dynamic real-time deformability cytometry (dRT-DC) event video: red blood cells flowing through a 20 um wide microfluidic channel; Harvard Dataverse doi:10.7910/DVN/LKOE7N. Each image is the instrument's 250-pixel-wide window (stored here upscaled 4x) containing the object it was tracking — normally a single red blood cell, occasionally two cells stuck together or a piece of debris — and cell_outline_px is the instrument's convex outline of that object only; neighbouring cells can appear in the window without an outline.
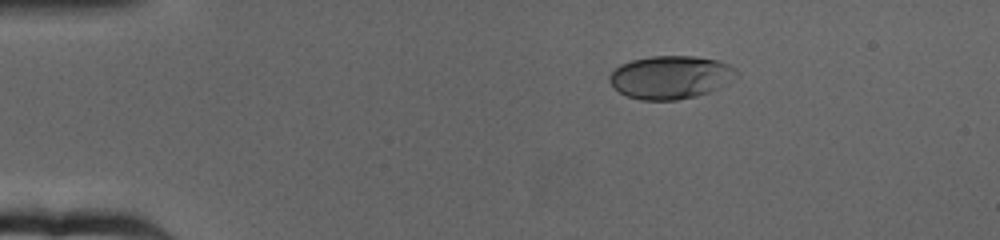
{"species": "human", "species_latin": "Homo sapiens", "temperature_condition": "cold", "stored_images_in_passage": 54, "camera_frame_rate_fps": 3000, "um_per_image_px": 0.085, "donor": {"sex": "female"}, "frame": {"image": 1, "passage_image": 1, "time_ms": 0.0, "image_size_px": [1000, 240], "cell_outline_px": [[740, 76], [708, 92], [696, 96], [676, 100], [640, 100], [628, 96], [620, 92], [608, 80], [608, 76], [620, 64], [632, 60], [652, 56], [696, 56], [716, 60], [728, 64], [736, 68], [740, 72]], "centroid_in_image_um": [57.02, 6.56], "position_along_channel_um": 28.0, "area_um2": 31.91}}
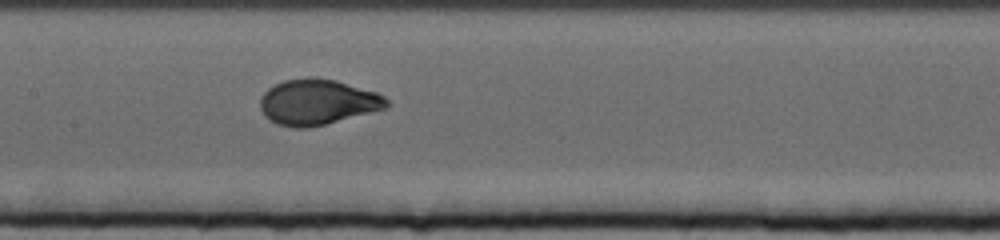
{"frame": {"image": 2, "passage_image": 22, "time_ms": 7.0, "image_size_px": [1000, 240], "cell_outline_px": [[388, 108], [308, 128], [292, 128], [276, 124], [264, 116], [260, 108], [260, 96], [268, 88], [284, 80], [336, 80], [376, 92], [384, 96], [388, 100]], "centroid_in_image_um": [26.98, 8.72], "position_along_channel_um": 180.4, "area_um2": 33.0}}
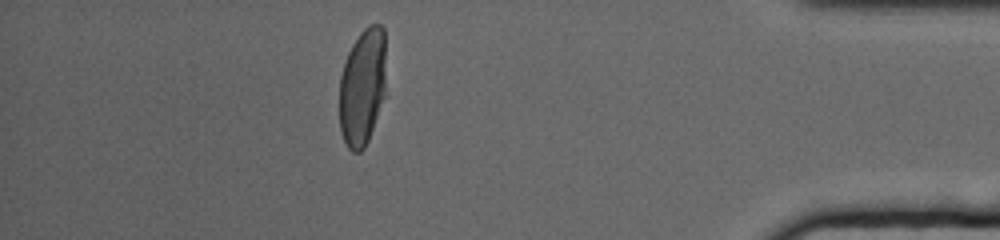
{"frame": {"image": 3, "passage_image": 47, "time_ms": 15.333, "image_size_px": [1000, 240], "cell_outline_px": [[384, 96], [368, 140], [364, 148], [360, 152], [352, 152], [348, 148], [340, 132], [340, 76], [348, 52], [352, 44], [360, 32], [368, 24], [380, 24], [384, 28]], "centroid_in_image_um": [30.79, 7.38], "position_along_channel_um": 404.4, "area_um2": 31.62}, "authors_computed_cell_mechanics": {"area_um2": 32.4836, "velocity_mm_per_s": 3.1691, "shape_relaxation_time_tau1_ms": 4.2871, "shape_relaxation_time_tau2_ms": null, "deformation_change_tau1": 0.1979, "deformation_change_tau2": null}}